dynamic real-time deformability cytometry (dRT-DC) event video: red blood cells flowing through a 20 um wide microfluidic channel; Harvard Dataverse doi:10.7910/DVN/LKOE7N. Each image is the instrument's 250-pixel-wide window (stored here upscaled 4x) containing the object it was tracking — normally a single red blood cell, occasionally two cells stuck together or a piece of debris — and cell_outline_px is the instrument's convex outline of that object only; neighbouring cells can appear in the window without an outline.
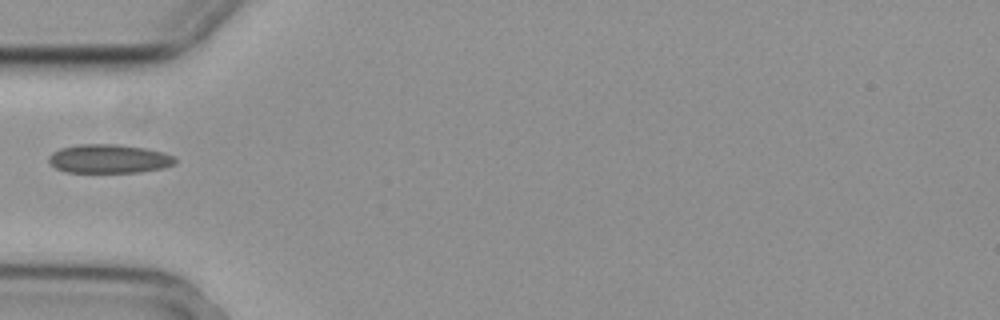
{"species": "common noctule bat (a hibernating species)", "species_latin": "Nyctalus noctula", "temperature_condition": "cold", "stored_images_in_passage": 15, "camera_frame_rate_fps": 3000, "um_per_image_px": 0.085, "animal": {"sex": "female", "body_mass_g": 29.2, "forearm_length_mm": 56.3}, "frame": {"image": 1, "passage_image": 1, "time_ms": 0.0, "image_size_px": [1000, 320], "cell_outline_px": [[176, 164], [164, 168], [140, 172], [64, 172], [56, 168], [48, 160], [48, 156], [52, 152], [60, 148], [80, 144], [116, 144], [144, 148], [164, 152], [172, 156], [176, 160]], "centroid_in_image_um": [9.26, 13.5], "position_along_channel_um": 75.7, "area_um2": 21.27}}
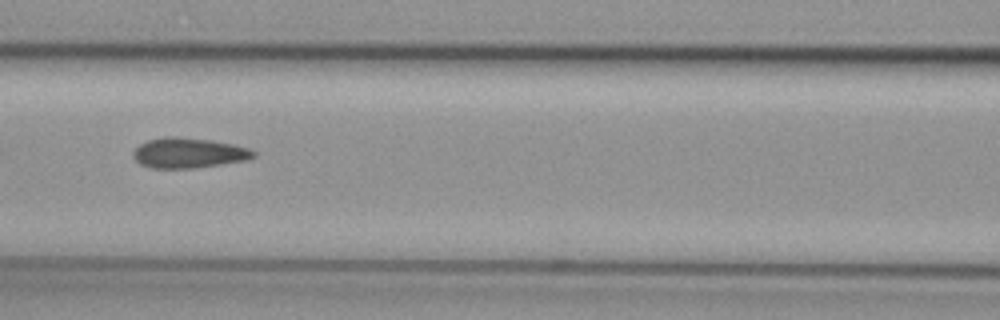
{"frame": {"image": 2, "passage_image": 7, "time_ms": 2.0, "image_size_px": [1000, 320], "cell_outline_px": [[256, 156], [248, 160], [196, 168], [152, 168], [140, 164], [132, 156], [132, 152], [140, 144], [148, 140], [164, 136], [176, 136], [212, 140], [232, 144], [248, 148], [256, 152]], "centroid_in_image_um": [16.03, 13.0], "position_along_channel_um": 150.6, "area_um2": 21.33}}
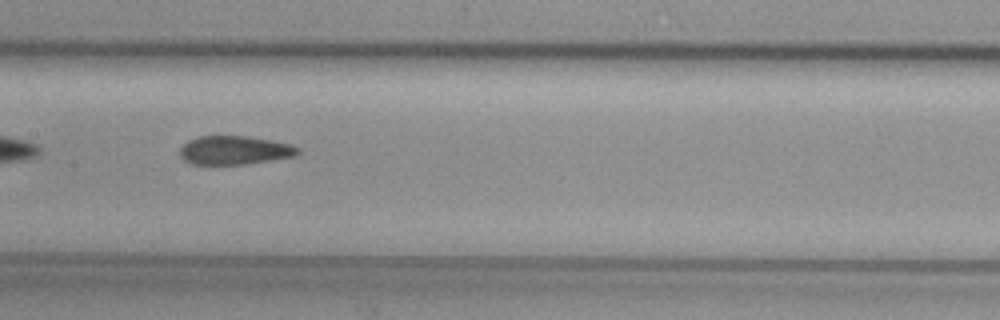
{"frame": {"image": 3, "passage_image": 10, "time_ms": 3.0, "image_size_px": [1000, 320], "cell_outline_px": [[300, 152], [296, 156], [244, 164], [192, 164], [184, 160], [180, 156], [180, 148], [188, 140], [196, 136], [248, 136], [272, 140], [288, 144], [300, 148]], "centroid_in_image_um": [19.92, 12.76], "position_along_channel_um": 187.5, "area_um2": 19.71}}